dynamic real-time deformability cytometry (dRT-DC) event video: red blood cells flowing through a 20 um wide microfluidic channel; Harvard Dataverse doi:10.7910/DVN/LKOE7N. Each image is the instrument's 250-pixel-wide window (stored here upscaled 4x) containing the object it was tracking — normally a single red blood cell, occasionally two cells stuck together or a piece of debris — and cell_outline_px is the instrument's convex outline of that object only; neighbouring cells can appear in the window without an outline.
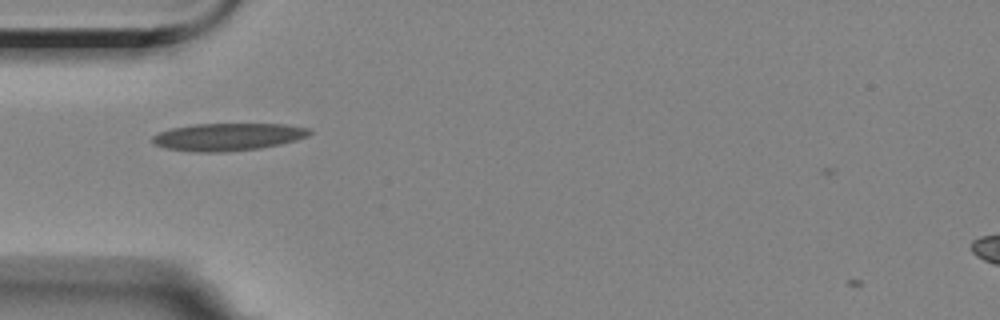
{"species": "Egyptian fruit bat (a non-hibernating species)", "species_latin": "Rousettus aegyptiacus", "temperature_condition": "room temperature", "stored_images_in_passage": 44, "camera_frame_rate_fps": 3000, "um_per_image_px": 0.085, "animal": {"sex": "female"}, "frame": {"image": 1, "passage_image": 4, "time_ms": 1.0, "image_size_px": [1000, 320], "cell_outline_px": [[312, 132], [308, 136], [296, 140], [280, 144], [260, 148], [224, 152], [196, 152], [164, 148], [152, 144], [152, 136], [160, 132], [172, 128], [192, 124], [284, 124], [312, 128]], "centroid_in_image_um": [19.38, 11.63], "position_along_channel_um": 65.6, "area_um2": 25.32}}
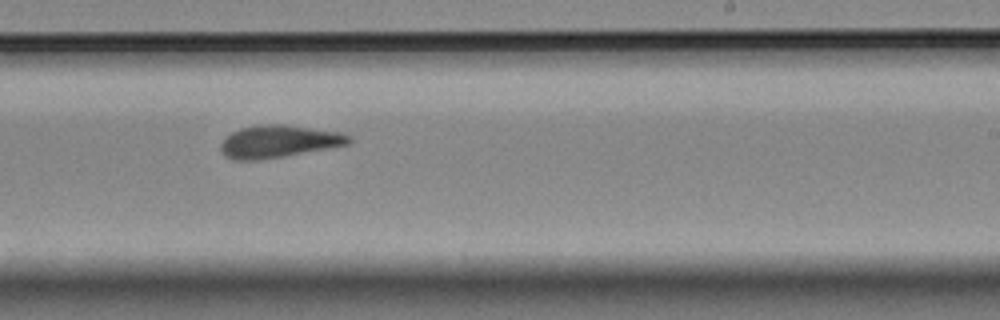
{"frame": {"image": 2, "passage_image": 21, "time_ms": 6.667, "image_size_px": [1000, 320], "cell_outline_px": [[352, 140], [348, 144], [328, 148], [284, 156], [260, 160], [236, 160], [224, 156], [220, 148], [220, 144], [224, 136], [240, 128], [256, 124], [284, 124], [344, 132], [352, 136]], "centroid_in_image_um": [23.68, 12.01], "position_along_channel_um": 265.3, "area_um2": 24.57}}
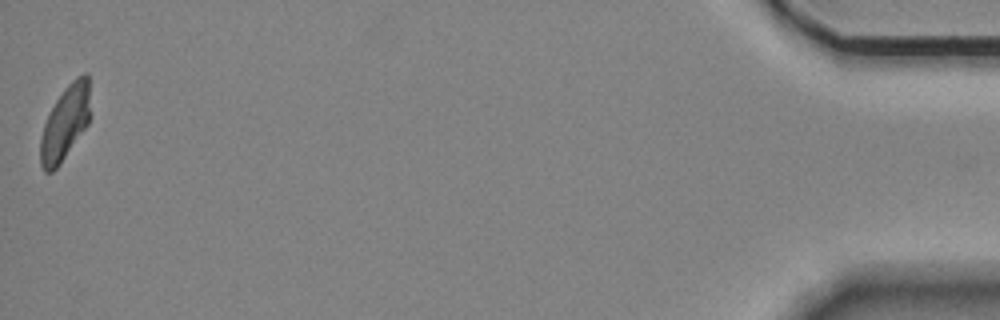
{"frame": {"image": 3, "passage_image": 43, "time_ms": 14.0, "image_size_px": [1000, 320], "cell_outline_px": [[88, 124], [60, 164], [52, 172], [44, 172], [40, 164], [40, 136], [48, 112], [64, 88], [76, 76], [84, 72], [88, 72]], "centroid_in_image_um": [5.49, 10.46], "position_along_channel_um": 429.7, "area_um2": 21.44}}